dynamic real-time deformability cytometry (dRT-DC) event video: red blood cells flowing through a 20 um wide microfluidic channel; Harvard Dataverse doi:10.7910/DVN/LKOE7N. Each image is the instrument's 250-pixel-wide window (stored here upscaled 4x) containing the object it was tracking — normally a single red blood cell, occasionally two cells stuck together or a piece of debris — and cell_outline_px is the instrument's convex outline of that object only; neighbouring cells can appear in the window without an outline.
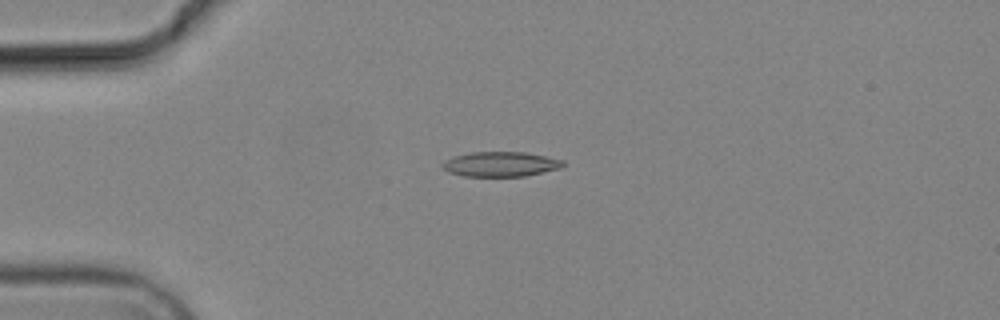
{"species": "common noctule bat (a hibernating species)", "species_latin": "Nyctalus noctula", "temperature_condition": "cold", "stored_images_in_passage": 3, "camera_frame_rate_fps": 3000, "um_per_image_px": 0.085, "animal": {"sex": "male", "body_mass_g": 19.2, "forearm_length_mm": 51.8}, "frame": {"image": 1, "passage_image": 2, "time_ms": 1.333, "image_size_px": [1000, 320], "cell_outline_px": [[564, 168], [524, 176], [464, 176], [448, 172], [440, 164], [444, 160], [452, 156], [472, 152], [524, 152], [564, 160]], "centroid_in_image_um": [42.55, 13.95], "position_along_channel_um": 42.5, "area_um2": 17.57}}